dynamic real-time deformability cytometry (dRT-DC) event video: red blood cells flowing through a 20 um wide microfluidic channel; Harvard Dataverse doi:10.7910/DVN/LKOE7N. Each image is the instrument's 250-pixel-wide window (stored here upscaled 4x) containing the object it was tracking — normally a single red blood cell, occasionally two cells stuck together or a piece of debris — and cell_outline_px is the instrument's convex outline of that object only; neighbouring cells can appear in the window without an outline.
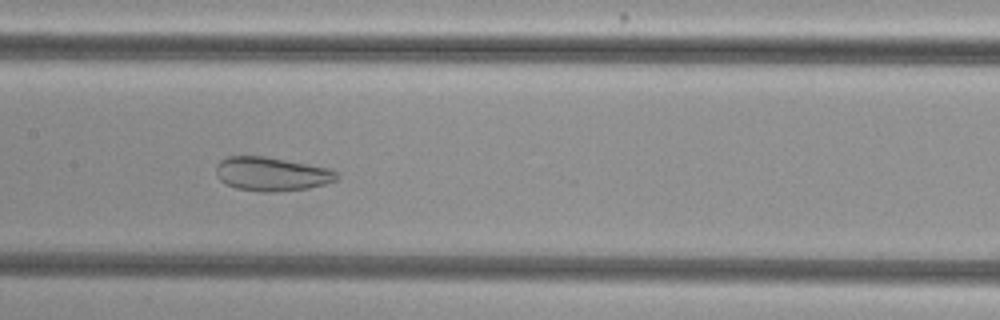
{"species": "common noctule bat (a hibernating species)", "species_latin": "Nyctalus noctula", "temperature_condition": "cold", "stored_images_in_passage": 51, "camera_frame_rate_fps": 3000, "um_per_image_px": 0.085, "animal": {"sex": "female", "body_mass_g": 29.2, "forearm_length_mm": 56.3}, "frame": {"image": 1, "passage_image": 23, "time_ms": 7.333, "image_size_px": [1000, 320], "cell_outline_px": [[340, 176], [336, 180], [324, 184], [308, 188], [272, 192], [260, 192], [236, 188], [220, 180], [216, 176], [216, 164], [220, 160], [228, 156], [264, 156], [332, 168]], "centroid_in_image_um": [23.09, 14.78], "position_along_channel_um": 184.3, "area_um2": 23.93}}
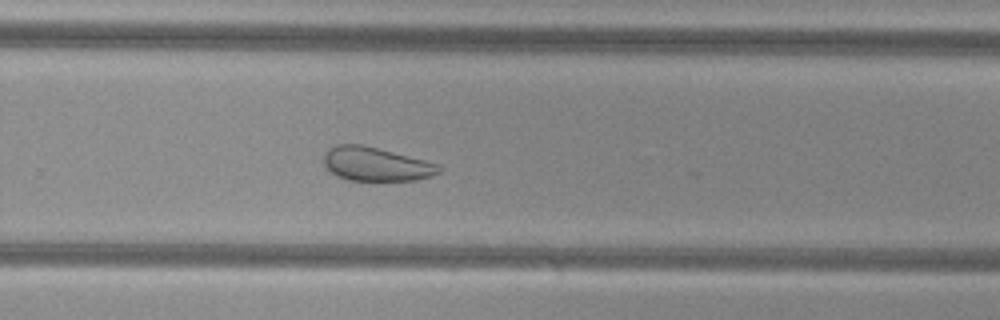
{"frame": {"image": 2, "passage_image": 32, "time_ms": 10.333, "image_size_px": [1000, 320], "cell_outline_px": [[444, 168], [440, 172], [432, 176], [416, 180], [348, 180], [336, 176], [324, 168], [324, 156], [328, 148], [336, 144], [364, 144], [440, 164]], "centroid_in_image_um": [31.96, 13.94], "position_along_channel_um": 297.8, "area_um2": 23.0}}
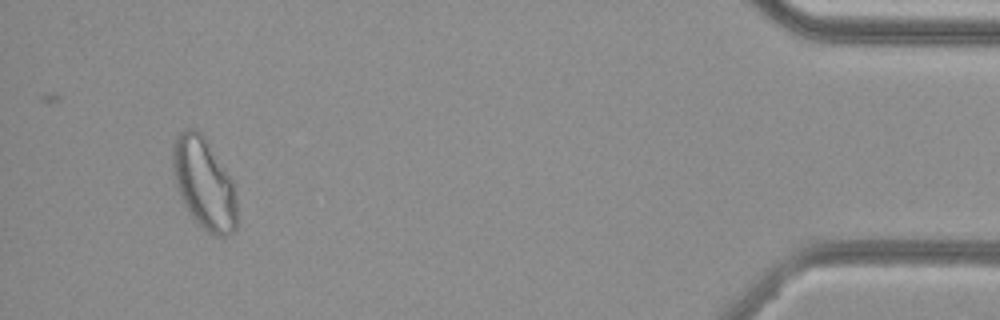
{"frame": {"image": 3, "passage_image": 47, "time_ms": 15.333, "image_size_px": [1000, 320], "cell_outline_px": [[236, 228], [228, 236], [216, 236], [208, 232], [188, 212], [184, 204], [176, 184], [172, 172], [172, 144], [176, 136], [184, 128], [196, 128], [208, 140], [232, 180], [236, 196]], "centroid_in_image_um": [17.33, 15.55], "position_along_channel_um": 417.9, "area_um2": 34.28}}